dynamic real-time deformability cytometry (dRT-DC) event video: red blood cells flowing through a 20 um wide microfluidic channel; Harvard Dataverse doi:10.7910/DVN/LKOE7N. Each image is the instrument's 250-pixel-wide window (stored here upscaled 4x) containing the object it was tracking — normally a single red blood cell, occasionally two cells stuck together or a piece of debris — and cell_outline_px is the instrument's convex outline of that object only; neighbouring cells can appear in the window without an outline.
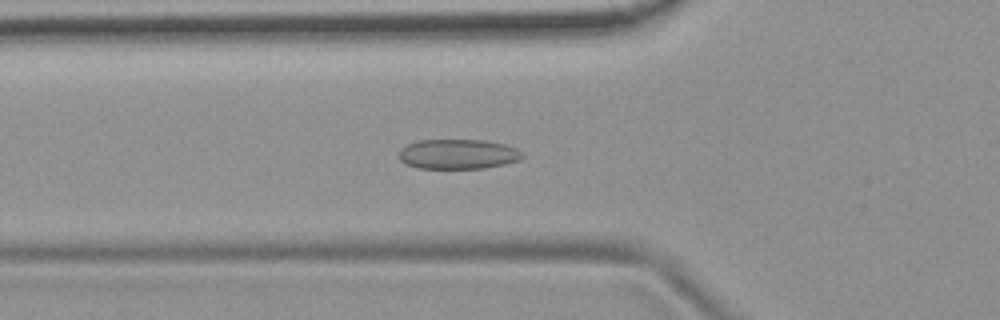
{"species": "common noctule bat (a hibernating species)", "species_latin": "Nyctalus noctula", "temperature_condition": "room temperature", "stored_images_in_passage": 40, "camera_frame_rate_fps": 3000, "um_per_image_px": 0.085, "animal": {"sex": "female", "body_mass_g": 19.9}, "frame": {"image": 1, "passage_image": 5, "time_ms": 1.333, "image_size_px": [1000, 320], "cell_outline_px": [[524, 156], [520, 160], [504, 164], [484, 168], [416, 168], [404, 164], [396, 156], [400, 148], [408, 144], [420, 140], [484, 140], [504, 144], [516, 148], [524, 152]], "centroid_in_image_um": [38.9, 13.1], "position_along_channel_um": 86.9, "area_um2": 21.73}}
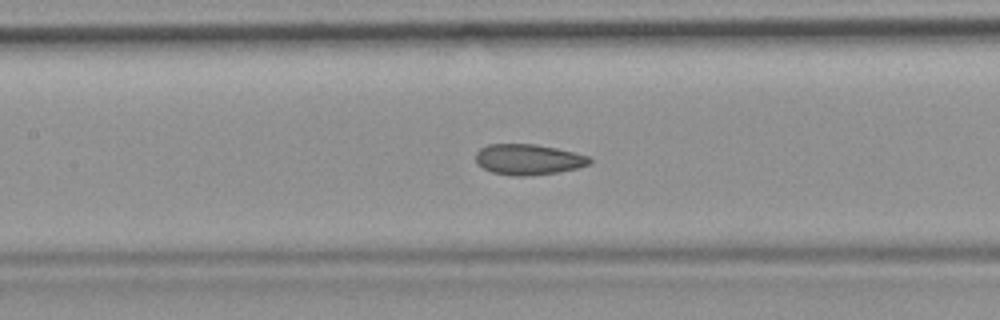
{"frame": {"image": 2, "passage_image": 11, "time_ms": 3.333, "image_size_px": [1000, 320], "cell_outline_px": [[592, 164], [576, 168], [556, 172], [528, 176], [512, 176], [492, 172], [476, 164], [476, 152], [480, 148], [488, 144], [536, 144], [556, 148], [588, 156], [592, 160]], "centroid_in_image_um": [44.88, 13.55], "position_along_channel_um": 162.5, "area_um2": 20.35}}
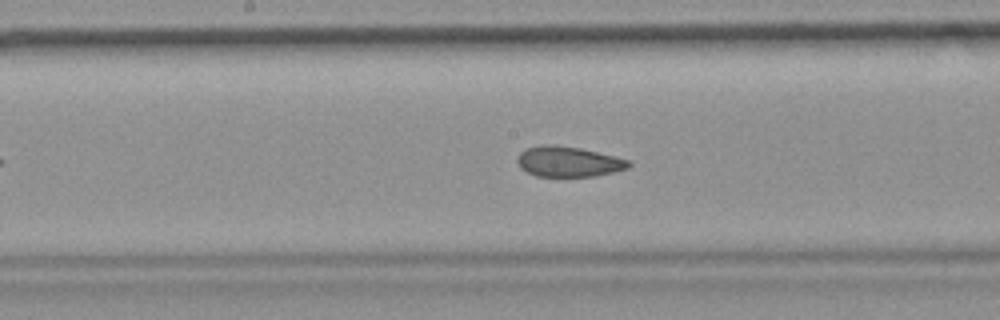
{"frame": {"image": 3, "passage_image": 14, "time_ms": 4.333, "image_size_px": [1000, 320], "cell_outline_px": [[632, 164], [628, 168], [596, 176], [536, 176], [520, 168], [516, 160], [516, 156], [524, 148], [544, 144], [552, 144], [580, 148], [632, 160]], "centroid_in_image_um": [48.3, 13.73], "position_along_channel_um": 199.9, "area_um2": 19.88}, "authors_computed_cell_mechanics": {"area_um2": 20.4901, "velocity_mm_per_s": 3.7637, "shape_relaxation_time_tau1_ms": null, "shape_relaxation_time_tau2_ms": 2.1042, "deformation_change_tau1": null, "deformation_change_tau2": 0.0889}}